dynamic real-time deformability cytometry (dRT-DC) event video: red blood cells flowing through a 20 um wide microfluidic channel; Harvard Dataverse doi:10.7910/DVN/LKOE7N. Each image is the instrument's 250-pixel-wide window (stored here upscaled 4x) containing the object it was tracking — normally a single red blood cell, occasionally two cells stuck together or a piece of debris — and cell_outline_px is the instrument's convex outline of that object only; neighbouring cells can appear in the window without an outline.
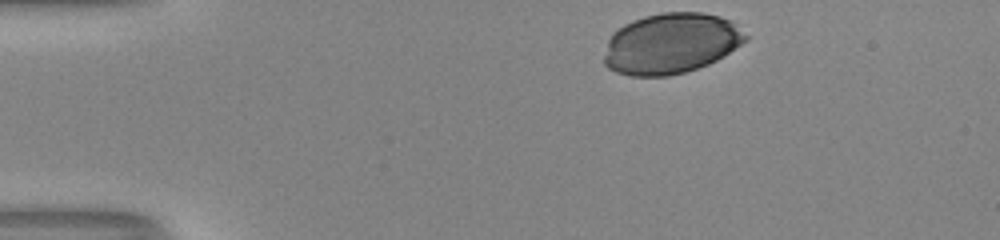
{"species": "human", "species_latin": "Homo sapiens", "temperature_condition": "room temperature", "stored_images_in_passage": 34, "camera_frame_rate_fps": 3000, "um_per_image_px": 0.085, "donor": {"sex": "male"}, "frame": {"image": 1, "passage_image": 1, "time_ms": 0.0, "image_size_px": [1000, 240], "cell_outline_px": [[748, 36], [740, 44], [724, 56], [708, 64], [684, 72], [668, 76], [632, 76], [616, 72], [608, 68], [604, 64], [604, 56], [608, 40], [624, 24], [632, 20], [644, 16], [660, 12], [700, 12], [720, 16], [728, 20]], "centroid_in_image_um": [57.0, 3.7], "position_along_channel_um": 28.0, "area_um2": 49.53}}
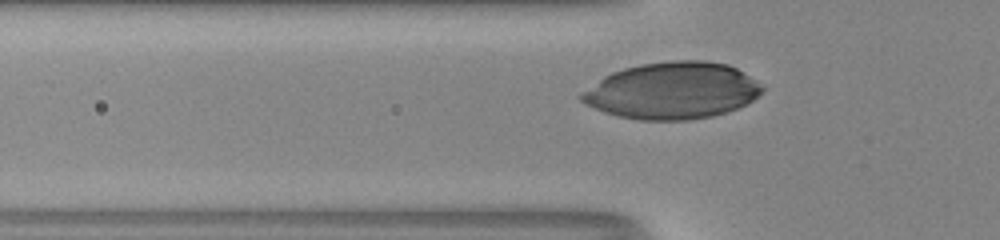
{"frame": {"image": 2, "passage_image": 10, "time_ms": 3.0, "image_size_px": [1000, 240], "cell_outline_px": [[764, 88], [748, 104], [728, 112], [712, 116], [688, 120], [640, 120], [616, 116], [604, 112], [584, 104], [580, 100], [580, 96], [584, 92], [604, 76], [612, 72], [624, 68], [640, 64], [672, 60], [704, 60], [728, 64], [736, 68], [748, 76]], "centroid_in_image_um": [57.13, 7.71], "position_along_channel_um": 68.7, "area_um2": 59.53}}